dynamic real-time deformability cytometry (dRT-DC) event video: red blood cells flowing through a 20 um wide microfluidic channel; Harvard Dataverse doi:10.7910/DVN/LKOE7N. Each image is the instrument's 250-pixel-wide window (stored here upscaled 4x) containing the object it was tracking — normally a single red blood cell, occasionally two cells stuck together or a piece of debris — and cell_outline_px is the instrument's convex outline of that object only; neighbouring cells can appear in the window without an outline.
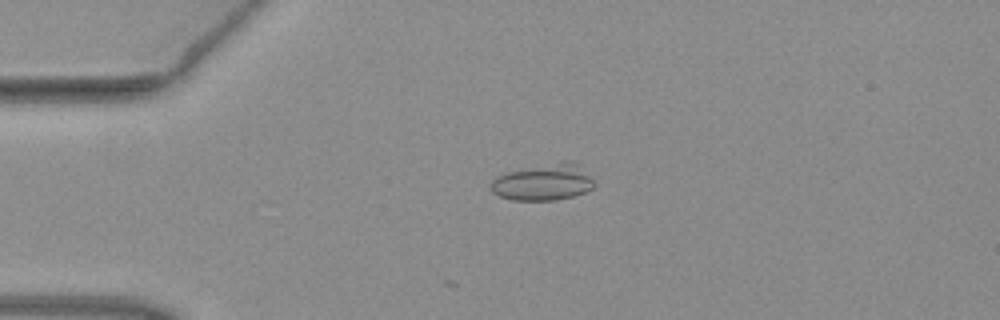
{"species": "common noctule bat (a hibernating species)", "species_latin": "Nyctalus noctula", "temperature_condition": "warm", "stored_images_in_passage": 4, "camera_frame_rate_fps": 3000, "um_per_image_px": 0.085, "animal": {"sex": "female", "body_mass_g": 19.3, "forearm_length_mm": 54.1}, "frame": {"image": 1, "passage_image": 3, "time_ms": 0.667, "image_size_px": [1000, 320], "cell_outline_px": [[596, 184], [592, 188], [584, 192], [572, 196], [556, 200], [512, 200], [500, 196], [492, 192], [492, 180], [496, 176], [508, 172], [560, 160], [580, 160]], "centroid_in_image_um": [46.28, 15.44], "position_along_channel_um": 38.7, "area_um2": 22.43}}